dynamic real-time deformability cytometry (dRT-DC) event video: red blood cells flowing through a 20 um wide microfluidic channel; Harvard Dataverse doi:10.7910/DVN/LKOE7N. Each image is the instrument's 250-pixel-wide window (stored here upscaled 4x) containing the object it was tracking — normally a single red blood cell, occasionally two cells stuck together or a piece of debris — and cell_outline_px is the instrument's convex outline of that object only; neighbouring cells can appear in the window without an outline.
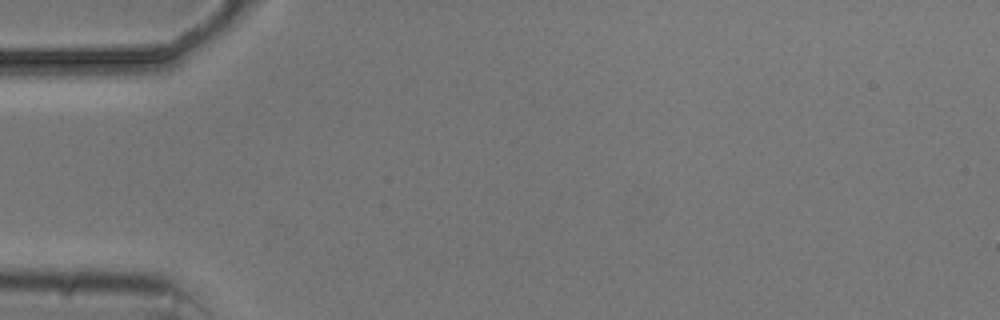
{"species": "common noctule bat (a hibernating species)", "species_latin": "Nyctalus noctula", "temperature_condition": "cold", "stored_images_in_passage": 3, "camera_frame_rate_fps": 3000, "um_per_image_px": 0.085, "animal": {"sex": "male", "body_mass_g": 20.5, "forearm_length_mm": 52.5}, "frame": {"image": 1, "passage_image": 1, "time_ms": 0.0, "image_size_px": [1000, 320], "cell_outline_px": [[160, 60], [128, 80], [68, 80], [52, 60], [76, 52], [144, 48], [160, 56]], "centroid_in_image_um": [9.02, 5.46], "position_along_channel_um": 76.0, "area_um2": 18.67}}